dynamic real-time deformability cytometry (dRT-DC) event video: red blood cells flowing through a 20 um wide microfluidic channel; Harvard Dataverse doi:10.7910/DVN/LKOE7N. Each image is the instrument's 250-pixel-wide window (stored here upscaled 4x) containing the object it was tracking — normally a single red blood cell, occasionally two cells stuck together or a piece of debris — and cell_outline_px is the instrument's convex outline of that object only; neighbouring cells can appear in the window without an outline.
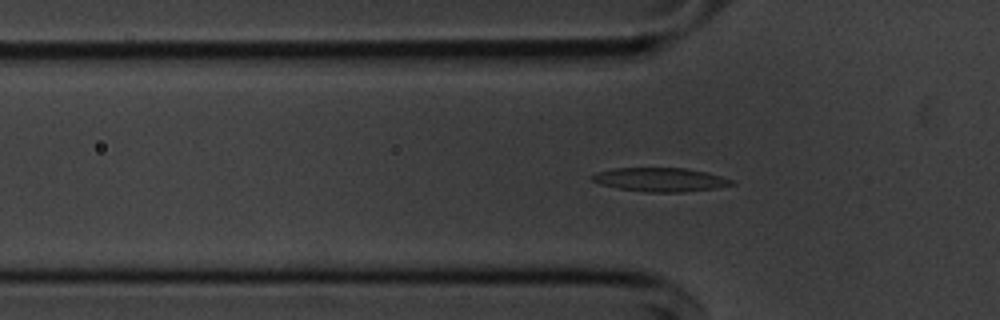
{"species": "common noctule bat (a hibernating species)", "species_latin": "Nyctalus noctula", "temperature_condition": "cold", "stored_images_in_passage": 55, "segment_of_instrument_passage": [1, 2], "camera_frame_rate_fps": 3000, "um_per_image_px": 0.085, "animal": {"sex": "male", "body_mass_g": 20.1, "forearm_length_mm": 53.5}, "frame": {"image": 1, "passage_image": 16, "time_ms": 5.0, "image_size_px": [1000, 320], "cell_outline_px": [[736, 184], [712, 188], [680, 192], [644, 192], [616, 188], [600, 184], [592, 180], [588, 176], [596, 172], [612, 168], [684, 168], [704, 172], [720, 176], [732, 180]], "centroid_in_image_um": [56.02, 15.27], "position_along_channel_um": 69.8, "area_um2": 19.25}}
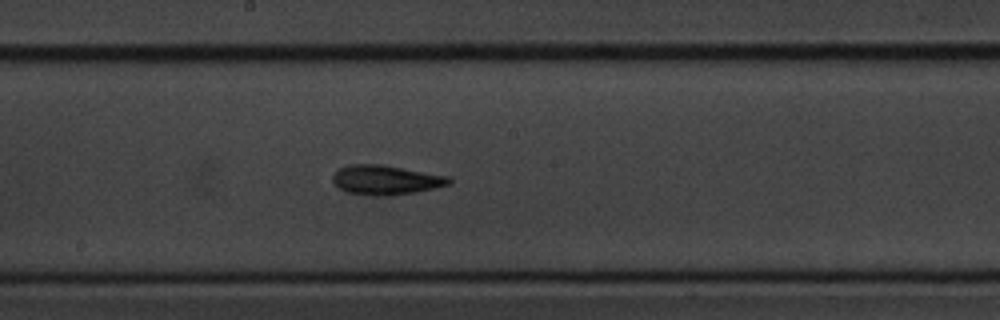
{"frame": {"image": 2, "passage_image": 28, "time_ms": 9.0, "image_size_px": [1000, 320], "cell_outline_px": [[452, 184], [416, 192], [392, 196], [372, 196], [348, 192], [340, 188], [332, 180], [332, 176], [340, 168], [348, 164], [380, 164], [448, 176], [452, 180]], "centroid_in_image_um": [32.81, 15.3], "position_along_channel_um": 215.4, "area_um2": 20.0}}
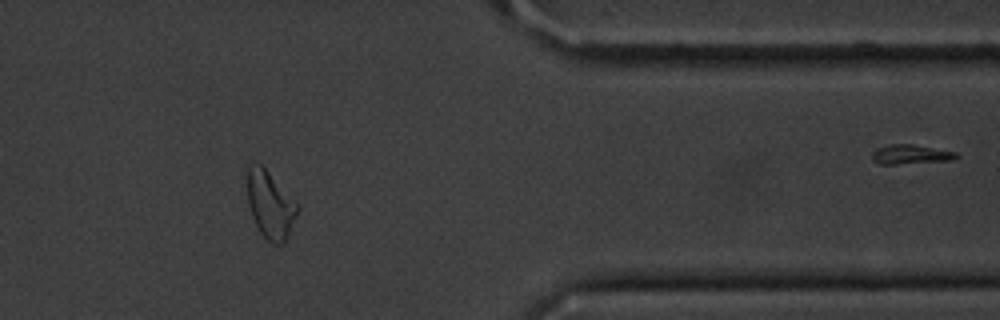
{"frame": {"image": 3, "passage_image": 44, "time_ms": 14.333, "image_size_px": [1000, 320], "cell_outline_px": [[300, 208], [284, 244], [272, 244], [260, 232], [252, 216], [248, 204], [248, 164], [260, 164], [300, 204]], "centroid_in_image_um": [23.0, 17.43], "position_along_channel_um": 388.4, "area_um2": 19.54}}